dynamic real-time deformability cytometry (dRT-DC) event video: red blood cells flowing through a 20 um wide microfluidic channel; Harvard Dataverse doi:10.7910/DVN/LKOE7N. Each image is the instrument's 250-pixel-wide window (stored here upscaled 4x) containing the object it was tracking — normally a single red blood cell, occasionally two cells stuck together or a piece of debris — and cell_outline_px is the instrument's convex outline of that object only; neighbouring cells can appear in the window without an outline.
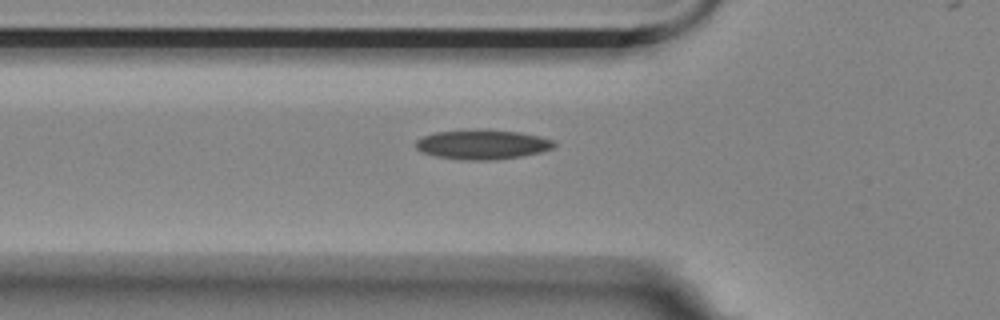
{"species": "Egyptian fruit bat (a non-hibernating species)", "species_latin": "Rousettus aegyptiacus", "temperature_condition": "room temperature", "stored_images_in_passage": 36, "camera_frame_rate_fps": 3000, "um_per_image_px": 0.085, "animal": {"sex": "female"}, "frame": {"image": 1, "passage_image": 4, "time_ms": 1.0, "image_size_px": [1000, 320], "cell_outline_px": [[556, 144], [552, 148], [540, 152], [520, 156], [496, 160], [464, 160], [436, 156], [424, 152], [416, 148], [416, 140], [424, 136], [436, 132], [476, 128], [520, 132], [540, 136], [552, 140]], "centroid_in_image_um": [41.0, 12.26], "position_along_channel_um": 84.8, "area_um2": 23.93}}
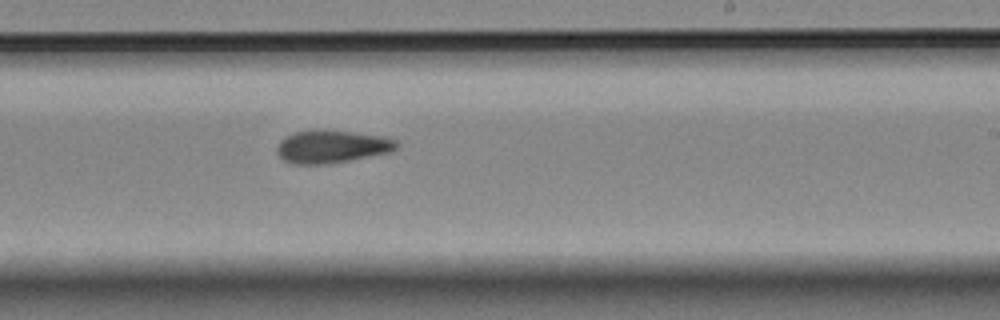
{"frame": {"image": 2, "passage_image": 19, "time_ms": 6.0, "image_size_px": [1000, 320], "cell_outline_px": [[400, 144], [392, 152], [328, 164], [292, 164], [284, 160], [276, 152], [276, 148], [280, 140], [284, 136], [296, 132], [316, 128], [324, 128], [384, 136], [396, 140]], "centroid_in_image_um": [28.2, 12.44], "position_along_channel_um": 260.8, "area_um2": 23.41}}
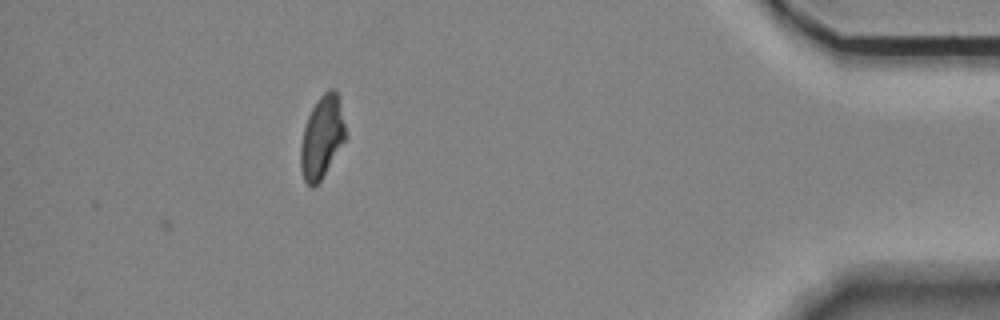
{"frame": {"image": 3, "passage_image": 36, "time_ms": 11.667, "image_size_px": [1000, 320], "cell_outline_px": [[348, 136], [320, 180], [312, 188], [304, 180], [300, 168], [300, 144], [304, 128], [308, 116], [316, 100], [328, 88], [336, 88], [340, 96]], "centroid_in_image_um": [27.4, 11.58], "position_along_channel_um": 407.8, "area_um2": 21.96}, "authors_computed_cell_mechanics": {"area_um2": 22.542, "velocity_mm_per_s": 3.511, "shape_relaxation_time_tau1_ms": null, "shape_relaxation_time_tau2_ms": 6.8175, "deformation_change_tau1": null, "deformation_change_tau2": 0.1471}}